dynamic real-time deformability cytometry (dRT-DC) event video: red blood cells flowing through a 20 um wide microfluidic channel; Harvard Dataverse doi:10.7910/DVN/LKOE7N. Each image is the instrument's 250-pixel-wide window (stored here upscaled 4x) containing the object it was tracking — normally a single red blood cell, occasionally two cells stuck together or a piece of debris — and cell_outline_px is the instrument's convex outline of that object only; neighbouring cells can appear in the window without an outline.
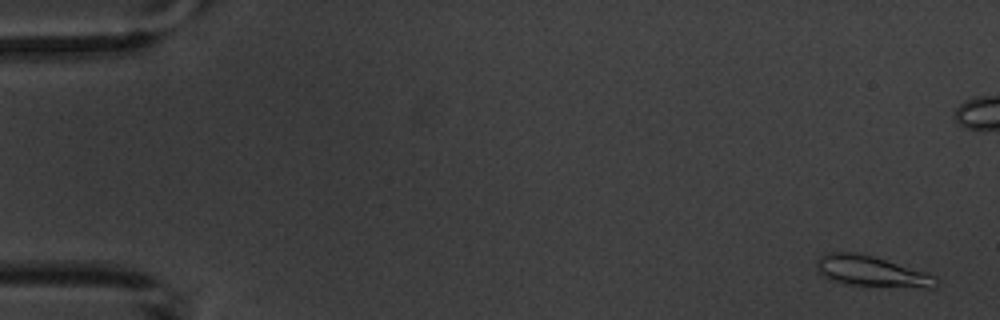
{"species": "common noctule bat (a hibernating species)", "species_latin": "Nyctalus noctula", "temperature_condition": "warm", "stored_images_in_passage": 9, "camera_frame_rate_fps": 3000, "um_per_image_px": 0.085, "animal": {"sex": "male", "body_mass_g": 20.1, "forearm_length_mm": 53.5}, "frame": {"image": 1, "passage_image": 1, "time_ms": 0.0, "image_size_px": [1000, 320], "cell_outline_px": [[940, 284], [936, 288], [928, 288], [840, 284], [828, 280], [820, 272], [816, 264], [816, 260], [820, 256], [828, 252], [856, 252], [872, 256], [924, 272], [936, 276], [940, 280]], "centroid_in_image_um": [74.08, 23.08], "position_along_channel_um": 10.9, "area_um2": 21.44}}
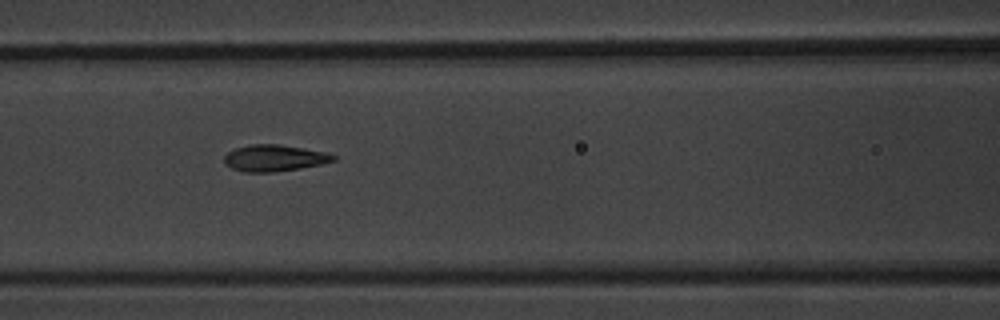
{"frame": {"image": 2, "passage_image": 8, "time_ms": 9.333, "image_size_px": [1000, 320], "cell_outline_px": [[336, 160], [320, 164], [300, 168], [272, 172], [244, 172], [232, 168], [224, 164], [224, 156], [228, 152], [236, 148], [252, 144], [280, 144], [328, 152], [336, 156]], "centroid_in_image_um": [23.32, 13.43], "position_along_channel_um": 143.3, "area_um2": 16.88}}
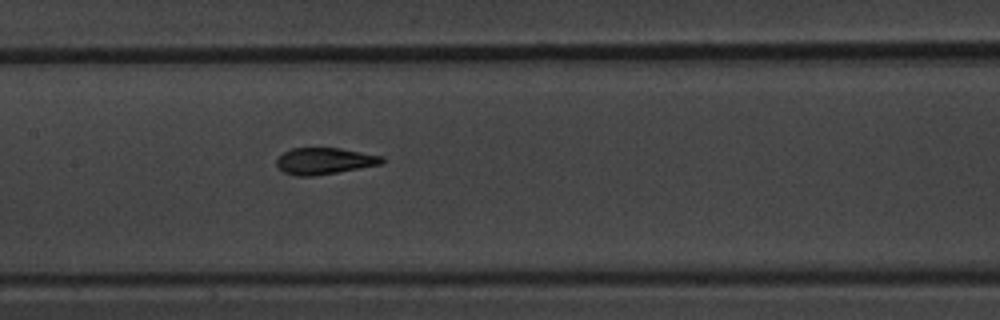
{"frame": {"image": 3, "passage_image": 9, "time_ms": 10.333, "image_size_px": [1000, 320], "cell_outline_px": [[384, 160], [380, 164], [360, 168], [312, 176], [296, 176], [284, 172], [276, 164], [276, 160], [284, 152], [292, 148], [340, 148], [384, 156]], "centroid_in_image_um": [27.57, 13.68], "position_along_channel_um": 179.8, "area_um2": 16.13}}